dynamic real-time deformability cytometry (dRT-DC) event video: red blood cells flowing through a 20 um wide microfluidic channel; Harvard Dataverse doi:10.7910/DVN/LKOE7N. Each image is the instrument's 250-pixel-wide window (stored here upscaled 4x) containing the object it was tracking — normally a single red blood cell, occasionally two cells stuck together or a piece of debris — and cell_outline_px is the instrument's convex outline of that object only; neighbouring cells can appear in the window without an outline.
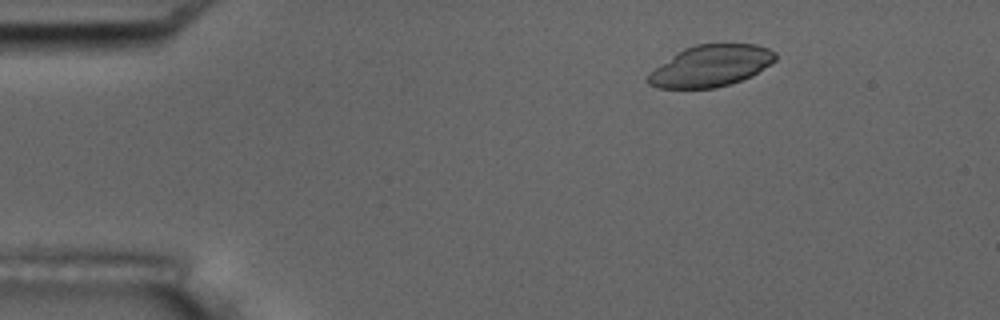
{"species": "common noctule bat (a hibernating species)", "species_latin": "Nyctalus noctula", "temperature_condition": "room temperature", "stored_images_in_passage": 50, "camera_frame_rate_fps": 3000, "um_per_image_px": 0.085, "animal": {"sex": "male", "body_mass_g": 17.5, "forearm_length_mm": 52.3}, "frame": {"image": 1, "passage_image": 3, "time_ms": 0.667, "image_size_px": [1000, 320], "cell_outline_px": [[776, 60], [752, 76], [732, 84], [716, 88], [656, 88], [648, 84], [644, 80], [648, 72], [676, 52], [684, 48], [696, 44], [756, 44], [768, 48], [776, 52]], "centroid_in_image_um": [60.38, 5.61], "position_along_channel_um": 24.6, "area_um2": 31.21}}